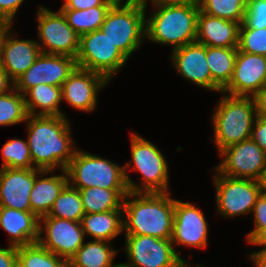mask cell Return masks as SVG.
I'll list each match as a JSON object with an SVG mask.
<instances>
[{"mask_svg":"<svg viewBox=\"0 0 266 267\" xmlns=\"http://www.w3.org/2000/svg\"><path fill=\"white\" fill-rule=\"evenodd\" d=\"M28 146L34 168L65 170L77 148L71 125L64 116H34L26 118Z\"/></svg>","mask_w":266,"mask_h":267,"instance_id":"cell-1","label":"cell"},{"mask_svg":"<svg viewBox=\"0 0 266 267\" xmlns=\"http://www.w3.org/2000/svg\"><path fill=\"white\" fill-rule=\"evenodd\" d=\"M170 195L171 192H128L122 205L125 235H148L171 240L175 199Z\"/></svg>","mask_w":266,"mask_h":267,"instance_id":"cell-2","label":"cell"},{"mask_svg":"<svg viewBox=\"0 0 266 267\" xmlns=\"http://www.w3.org/2000/svg\"><path fill=\"white\" fill-rule=\"evenodd\" d=\"M154 9L145 16L147 41L171 45L172 50L196 42L198 3L159 5Z\"/></svg>","mask_w":266,"mask_h":267,"instance_id":"cell-3","label":"cell"},{"mask_svg":"<svg viewBox=\"0 0 266 267\" xmlns=\"http://www.w3.org/2000/svg\"><path fill=\"white\" fill-rule=\"evenodd\" d=\"M224 96L212 115L215 146L218 153L224 148L249 139L256 117L254 99L252 97Z\"/></svg>","mask_w":266,"mask_h":267,"instance_id":"cell-4","label":"cell"},{"mask_svg":"<svg viewBox=\"0 0 266 267\" xmlns=\"http://www.w3.org/2000/svg\"><path fill=\"white\" fill-rule=\"evenodd\" d=\"M131 157L124 165L125 178L129 192L133 193H168L169 166L165 156L155 144L151 143L137 133L131 134ZM133 164V165H132ZM132 169L141 174V183L137 184L127 174Z\"/></svg>","mask_w":266,"mask_h":267,"instance_id":"cell-5","label":"cell"},{"mask_svg":"<svg viewBox=\"0 0 266 267\" xmlns=\"http://www.w3.org/2000/svg\"><path fill=\"white\" fill-rule=\"evenodd\" d=\"M145 16L142 0H118L108 11L100 30L130 58L146 39Z\"/></svg>","mask_w":266,"mask_h":267,"instance_id":"cell-6","label":"cell"},{"mask_svg":"<svg viewBox=\"0 0 266 267\" xmlns=\"http://www.w3.org/2000/svg\"><path fill=\"white\" fill-rule=\"evenodd\" d=\"M65 170L68 183L76 189H128L124 166L81 149L76 150Z\"/></svg>","mask_w":266,"mask_h":267,"instance_id":"cell-7","label":"cell"},{"mask_svg":"<svg viewBox=\"0 0 266 267\" xmlns=\"http://www.w3.org/2000/svg\"><path fill=\"white\" fill-rule=\"evenodd\" d=\"M75 59L77 67L99 73L109 82L128 60L100 29L80 36Z\"/></svg>","mask_w":266,"mask_h":267,"instance_id":"cell-8","label":"cell"},{"mask_svg":"<svg viewBox=\"0 0 266 267\" xmlns=\"http://www.w3.org/2000/svg\"><path fill=\"white\" fill-rule=\"evenodd\" d=\"M214 185L217 213L224 218H235L252 213L262 193L261 181L233 178L220 174L215 168Z\"/></svg>","mask_w":266,"mask_h":267,"instance_id":"cell-9","label":"cell"},{"mask_svg":"<svg viewBox=\"0 0 266 267\" xmlns=\"http://www.w3.org/2000/svg\"><path fill=\"white\" fill-rule=\"evenodd\" d=\"M128 262L122 267H184L187 263L171 240L148 235H125Z\"/></svg>","mask_w":266,"mask_h":267,"instance_id":"cell-10","label":"cell"},{"mask_svg":"<svg viewBox=\"0 0 266 267\" xmlns=\"http://www.w3.org/2000/svg\"><path fill=\"white\" fill-rule=\"evenodd\" d=\"M38 46L41 53L76 58L80 36L68 24L63 13L40 6L37 11Z\"/></svg>","mask_w":266,"mask_h":267,"instance_id":"cell-11","label":"cell"},{"mask_svg":"<svg viewBox=\"0 0 266 267\" xmlns=\"http://www.w3.org/2000/svg\"><path fill=\"white\" fill-rule=\"evenodd\" d=\"M218 154L223 159L214 168L220 174L261 181L266 168V153L251 138L232 144Z\"/></svg>","mask_w":266,"mask_h":267,"instance_id":"cell-12","label":"cell"},{"mask_svg":"<svg viewBox=\"0 0 266 267\" xmlns=\"http://www.w3.org/2000/svg\"><path fill=\"white\" fill-rule=\"evenodd\" d=\"M84 238L81 222L48 215L39 218L38 243L61 258L69 260L84 244Z\"/></svg>","mask_w":266,"mask_h":267,"instance_id":"cell-13","label":"cell"},{"mask_svg":"<svg viewBox=\"0 0 266 267\" xmlns=\"http://www.w3.org/2000/svg\"><path fill=\"white\" fill-rule=\"evenodd\" d=\"M76 67L73 57L41 53L33 65L16 79L14 88L24 95L39 84L61 87Z\"/></svg>","mask_w":266,"mask_h":267,"instance_id":"cell-14","label":"cell"},{"mask_svg":"<svg viewBox=\"0 0 266 267\" xmlns=\"http://www.w3.org/2000/svg\"><path fill=\"white\" fill-rule=\"evenodd\" d=\"M171 242L173 246L203 249L208 244V223L195 204L175 199Z\"/></svg>","mask_w":266,"mask_h":267,"instance_id":"cell-15","label":"cell"},{"mask_svg":"<svg viewBox=\"0 0 266 267\" xmlns=\"http://www.w3.org/2000/svg\"><path fill=\"white\" fill-rule=\"evenodd\" d=\"M264 86H266V56L237 50L231 80L221 93L253 97Z\"/></svg>","mask_w":266,"mask_h":267,"instance_id":"cell-16","label":"cell"},{"mask_svg":"<svg viewBox=\"0 0 266 267\" xmlns=\"http://www.w3.org/2000/svg\"><path fill=\"white\" fill-rule=\"evenodd\" d=\"M108 83L103 75L76 67L61 86L62 100L79 111L93 112L97 94Z\"/></svg>","mask_w":266,"mask_h":267,"instance_id":"cell-17","label":"cell"},{"mask_svg":"<svg viewBox=\"0 0 266 267\" xmlns=\"http://www.w3.org/2000/svg\"><path fill=\"white\" fill-rule=\"evenodd\" d=\"M171 62L176 71L189 82L221 93V89L213 82L206 60V46L198 42L186 44L171 52Z\"/></svg>","mask_w":266,"mask_h":267,"instance_id":"cell-18","label":"cell"},{"mask_svg":"<svg viewBox=\"0 0 266 267\" xmlns=\"http://www.w3.org/2000/svg\"><path fill=\"white\" fill-rule=\"evenodd\" d=\"M35 178L36 168H0V207L31 211L29 196Z\"/></svg>","mask_w":266,"mask_h":267,"instance_id":"cell-19","label":"cell"},{"mask_svg":"<svg viewBox=\"0 0 266 267\" xmlns=\"http://www.w3.org/2000/svg\"><path fill=\"white\" fill-rule=\"evenodd\" d=\"M10 29L4 35L1 47L0 67L8 77L15 82L16 79L33 65L41 54L36 40H23L16 38Z\"/></svg>","mask_w":266,"mask_h":267,"instance_id":"cell-20","label":"cell"},{"mask_svg":"<svg viewBox=\"0 0 266 267\" xmlns=\"http://www.w3.org/2000/svg\"><path fill=\"white\" fill-rule=\"evenodd\" d=\"M240 25L199 11L196 42L211 47H238Z\"/></svg>","mask_w":266,"mask_h":267,"instance_id":"cell-21","label":"cell"},{"mask_svg":"<svg viewBox=\"0 0 266 267\" xmlns=\"http://www.w3.org/2000/svg\"><path fill=\"white\" fill-rule=\"evenodd\" d=\"M0 226L9 234L11 246L38 242L39 218L31 211L0 207Z\"/></svg>","mask_w":266,"mask_h":267,"instance_id":"cell-22","label":"cell"},{"mask_svg":"<svg viewBox=\"0 0 266 267\" xmlns=\"http://www.w3.org/2000/svg\"><path fill=\"white\" fill-rule=\"evenodd\" d=\"M61 172V174L52 175L54 170H40L36 168V178L29 197L31 212L38 218L48 215L53 202L68 184L66 170H61ZM45 175L50 176L44 177Z\"/></svg>","mask_w":266,"mask_h":267,"instance_id":"cell-23","label":"cell"},{"mask_svg":"<svg viewBox=\"0 0 266 267\" xmlns=\"http://www.w3.org/2000/svg\"><path fill=\"white\" fill-rule=\"evenodd\" d=\"M122 217V207L119 210L85 214L81 220L85 237L90 236L93 240L112 242L123 232Z\"/></svg>","mask_w":266,"mask_h":267,"instance_id":"cell-24","label":"cell"},{"mask_svg":"<svg viewBox=\"0 0 266 267\" xmlns=\"http://www.w3.org/2000/svg\"><path fill=\"white\" fill-rule=\"evenodd\" d=\"M24 98L28 115L66 117L59 105L62 102L61 87L39 84L30 88Z\"/></svg>","mask_w":266,"mask_h":267,"instance_id":"cell-25","label":"cell"},{"mask_svg":"<svg viewBox=\"0 0 266 267\" xmlns=\"http://www.w3.org/2000/svg\"><path fill=\"white\" fill-rule=\"evenodd\" d=\"M112 242L92 240L84 242L68 260L69 267H117L114 258L119 252L113 249Z\"/></svg>","mask_w":266,"mask_h":267,"instance_id":"cell-26","label":"cell"},{"mask_svg":"<svg viewBox=\"0 0 266 267\" xmlns=\"http://www.w3.org/2000/svg\"><path fill=\"white\" fill-rule=\"evenodd\" d=\"M85 214L119 210L129 189H105L89 187L78 189Z\"/></svg>","mask_w":266,"mask_h":267,"instance_id":"cell-27","label":"cell"},{"mask_svg":"<svg viewBox=\"0 0 266 267\" xmlns=\"http://www.w3.org/2000/svg\"><path fill=\"white\" fill-rule=\"evenodd\" d=\"M238 47L206 46V60L213 82L223 90L230 82Z\"/></svg>","mask_w":266,"mask_h":267,"instance_id":"cell-28","label":"cell"},{"mask_svg":"<svg viewBox=\"0 0 266 267\" xmlns=\"http://www.w3.org/2000/svg\"><path fill=\"white\" fill-rule=\"evenodd\" d=\"M112 6H96L89 9H59L68 24L79 35L100 29L105 17Z\"/></svg>","mask_w":266,"mask_h":267,"instance_id":"cell-29","label":"cell"},{"mask_svg":"<svg viewBox=\"0 0 266 267\" xmlns=\"http://www.w3.org/2000/svg\"><path fill=\"white\" fill-rule=\"evenodd\" d=\"M17 267H69L68 260L42 247L38 242L17 247Z\"/></svg>","mask_w":266,"mask_h":267,"instance_id":"cell-30","label":"cell"},{"mask_svg":"<svg viewBox=\"0 0 266 267\" xmlns=\"http://www.w3.org/2000/svg\"><path fill=\"white\" fill-rule=\"evenodd\" d=\"M84 215L85 211L79 190L72 187L69 183L55 199L48 213L49 217L77 222H81Z\"/></svg>","mask_w":266,"mask_h":267,"instance_id":"cell-31","label":"cell"},{"mask_svg":"<svg viewBox=\"0 0 266 267\" xmlns=\"http://www.w3.org/2000/svg\"><path fill=\"white\" fill-rule=\"evenodd\" d=\"M247 0H198L201 12L210 16L243 22Z\"/></svg>","mask_w":266,"mask_h":267,"instance_id":"cell-32","label":"cell"},{"mask_svg":"<svg viewBox=\"0 0 266 267\" xmlns=\"http://www.w3.org/2000/svg\"><path fill=\"white\" fill-rule=\"evenodd\" d=\"M27 116L23 94L13 87L9 92L0 95V126L23 123Z\"/></svg>","mask_w":266,"mask_h":267,"instance_id":"cell-33","label":"cell"},{"mask_svg":"<svg viewBox=\"0 0 266 267\" xmlns=\"http://www.w3.org/2000/svg\"><path fill=\"white\" fill-rule=\"evenodd\" d=\"M1 154L3 163L0 168H34L27 139H9L3 145Z\"/></svg>","mask_w":266,"mask_h":267,"instance_id":"cell-34","label":"cell"},{"mask_svg":"<svg viewBox=\"0 0 266 267\" xmlns=\"http://www.w3.org/2000/svg\"><path fill=\"white\" fill-rule=\"evenodd\" d=\"M238 50L245 53L266 56V28H247L241 23Z\"/></svg>","mask_w":266,"mask_h":267,"instance_id":"cell-35","label":"cell"},{"mask_svg":"<svg viewBox=\"0 0 266 267\" xmlns=\"http://www.w3.org/2000/svg\"><path fill=\"white\" fill-rule=\"evenodd\" d=\"M242 23L247 28H266V0H247Z\"/></svg>","mask_w":266,"mask_h":267,"instance_id":"cell-36","label":"cell"},{"mask_svg":"<svg viewBox=\"0 0 266 267\" xmlns=\"http://www.w3.org/2000/svg\"><path fill=\"white\" fill-rule=\"evenodd\" d=\"M253 217H254V228L246 236V241L248 242L259 230L266 229V194L261 193L258 197L254 208H253Z\"/></svg>","mask_w":266,"mask_h":267,"instance_id":"cell-37","label":"cell"},{"mask_svg":"<svg viewBox=\"0 0 266 267\" xmlns=\"http://www.w3.org/2000/svg\"><path fill=\"white\" fill-rule=\"evenodd\" d=\"M118 0H64L59 9L83 10L96 6H113Z\"/></svg>","mask_w":266,"mask_h":267,"instance_id":"cell-38","label":"cell"},{"mask_svg":"<svg viewBox=\"0 0 266 267\" xmlns=\"http://www.w3.org/2000/svg\"><path fill=\"white\" fill-rule=\"evenodd\" d=\"M250 138L266 153V118L255 117Z\"/></svg>","mask_w":266,"mask_h":267,"instance_id":"cell-39","label":"cell"},{"mask_svg":"<svg viewBox=\"0 0 266 267\" xmlns=\"http://www.w3.org/2000/svg\"><path fill=\"white\" fill-rule=\"evenodd\" d=\"M0 267H17V247H0Z\"/></svg>","mask_w":266,"mask_h":267,"instance_id":"cell-40","label":"cell"},{"mask_svg":"<svg viewBox=\"0 0 266 267\" xmlns=\"http://www.w3.org/2000/svg\"><path fill=\"white\" fill-rule=\"evenodd\" d=\"M24 1L25 0H0V11L12 22Z\"/></svg>","mask_w":266,"mask_h":267,"instance_id":"cell-41","label":"cell"},{"mask_svg":"<svg viewBox=\"0 0 266 267\" xmlns=\"http://www.w3.org/2000/svg\"><path fill=\"white\" fill-rule=\"evenodd\" d=\"M256 109V116L266 118V86H264L253 97Z\"/></svg>","mask_w":266,"mask_h":267,"instance_id":"cell-42","label":"cell"},{"mask_svg":"<svg viewBox=\"0 0 266 267\" xmlns=\"http://www.w3.org/2000/svg\"><path fill=\"white\" fill-rule=\"evenodd\" d=\"M14 87V82L7 73L0 67V95L9 92Z\"/></svg>","mask_w":266,"mask_h":267,"instance_id":"cell-43","label":"cell"},{"mask_svg":"<svg viewBox=\"0 0 266 267\" xmlns=\"http://www.w3.org/2000/svg\"><path fill=\"white\" fill-rule=\"evenodd\" d=\"M150 0H142L145 7ZM153 6L198 3V0H151Z\"/></svg>","mask_w":266,"mask_h":267,"instance_id":"cell-44","label":"cell"},{"mask_svg":"<svg viewBox=\"0 0 266 267\" xmlns=\"http://www.w3.org/2000/svg\"><path fill=\"white\" fill-rule=\"evenodd\" d=\"M250 258L255 267H266V248L251 253Z\"/></svg>","mask_w":266,"mask_h":267,"instance_id":"cell-45","label":"cell"},{"mask_svg":"<svg viewBox=\"0 0 266 267\" xmlns=\"http://www.w3.org/2000/svg\"><path fill=\"white\" fill-rule=\"evenodd\" d=\"M247 243L266 248V229L259 230Z\"/></svg>","mask_w":266,"mask_h":267,"instance_id":"cell-46","label":"cell"},{"mask_svg":"<svg viewBox=\"0 0 266 267\" xmlns=\"http://www.w3.org/2000/svg\"><path fill=\"white\" fill-rule=\"evenodd\" d=\"M12 29V22L0 11V34H5Z\"/></svg>","mask_w":266,"mask_h":267,"instance_id":"cell-47","label":"cell"},{"mask_svg":"<svg viewBox=\"0 0 266 267\" xmlns=\"http://www.w3.org/2000/svg\"><path fill=\"white\" fill-rule=\"evenodd\" d=\"M262 193L266 194V168L264 171V175L261 179Z\"/></svg>","mask_w":266,"mask_h":267,"instance_id":"cell-48","label":"cell"},{"mask_svg":"<svg viewBox=\"0 0 266 267\" xmlns=\"http://www.w3.org/2000/svg\"><path fill=\"white\" fill-rule=\"evenodd\" d=\"M4 35L5 34H0V61H1V47H2V42H3V39H4Z\"/></svg>","mask_w":266,"mask_h":267,"instance_id":"cell-49","label":"cell"},{"mask_svg":"<svg viewBox=\"0 0 266 267\" xmlns=\"http://www.w3.org/2000/svg\"><path fill=\"white\" fill-rule=\"evenodd\" d=\"M184 267H192V265L189 264V263H186V264L184 265ZM195 267H205V266H203V265H197V266H195Z\"/></svg>","mask_w":266,"mask_h":267,"instance_id":"cell-50","label":"cell"}]
</instances>
